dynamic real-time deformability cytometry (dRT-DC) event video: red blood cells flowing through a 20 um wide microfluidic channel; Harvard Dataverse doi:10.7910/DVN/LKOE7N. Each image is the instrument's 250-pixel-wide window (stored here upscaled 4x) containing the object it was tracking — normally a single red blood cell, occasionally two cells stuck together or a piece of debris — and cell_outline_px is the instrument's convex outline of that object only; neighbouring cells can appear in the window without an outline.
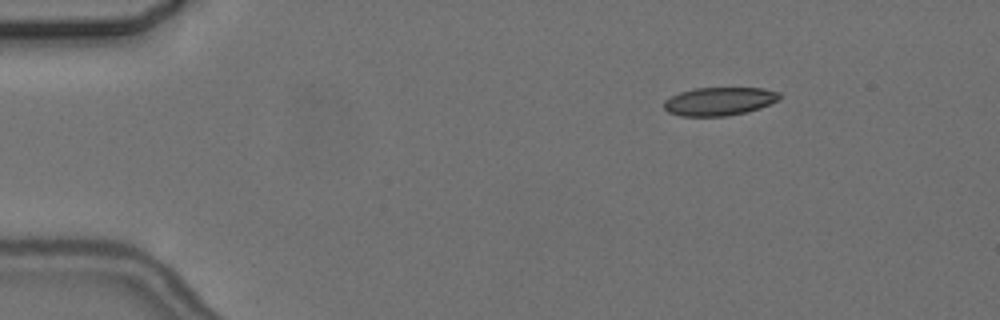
{"species": "common noctule bat (a hibernating species)", "species_latin": "Nyctalus noctula", "temperature_condition": "cold", "stored_images_in_passage": 4, "camera_frame_rate_fps": 3000, "um_per_image_px": 0.085, "animal": {"sex": "female", "body_mass_g": 24.6, "forearm_length_mm": 56.2}, "frame": {"image": 1, "passage_image": 1, "time_ms": 0.0, "image_size_px": [1000, 320], "cell_outline_px": [[780, 100], [760, 108], [748, 112], [728, 116], [680, 116], [668, 112], [664, 108], [664, 100], [680, 92], [696, 88], [764, 88], [780, 92]], "centroid_in_image_um": [61.17, 8.62], "position_along_channel_um": 23.8, "area_um2": 19.19}}
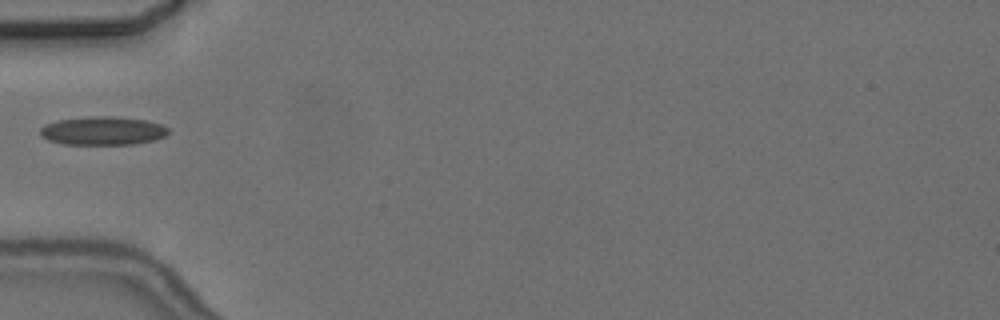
{"frame": {"image": 2, "passage_image": 4, "time_ms": 3.667, "image_size_px": [1000, 320], "cell_outline_px": [[168, 132], [164, 136], [156, 140], [132, 144], [64, 144], [48, 140], [40, 136], [40, 128], [44, 124], [56, 120], [88, 116], [112, 116], [148, 120], [160, 124], [168, 128]], "centroid_in_image_um": [8.7, 11.11], "position_along_channel_um": 76.3, "area_um2": 21.44}}